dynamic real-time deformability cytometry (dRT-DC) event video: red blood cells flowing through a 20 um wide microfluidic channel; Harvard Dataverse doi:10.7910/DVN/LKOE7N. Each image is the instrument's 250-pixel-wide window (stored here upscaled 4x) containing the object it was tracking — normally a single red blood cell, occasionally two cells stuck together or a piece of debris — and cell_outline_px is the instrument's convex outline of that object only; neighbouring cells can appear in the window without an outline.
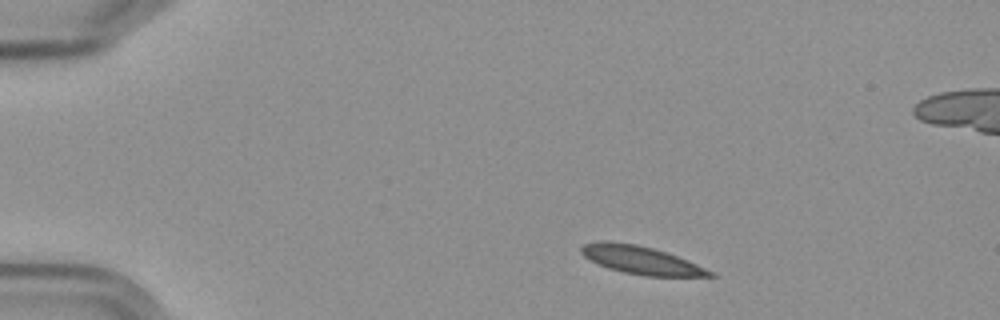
{"species": "Egyptian fruit bat (a non-hibernating species)", "species_latin": "Rousettus aegyptiacus", "temperature_condition": "cold", "stored_images_in_passage": 49, "camera_frame_rate_fps": 3000, "um_per_image_px": 0.085, "frame": {"image": 1, "passage_image": 1, "time_ms": 0.0, "image_size_px": [1000, 320], "cell_outline_px": [[716, 276], [644, 276], [624, 272], [608, 268], [584, 256], [580, 252], [580, 248], [584, 244], [604, 240], [636, 244], [652, 248], [688, 260], [712, 272]], "centroid_in_image_um": [54.45, 22.1], "position_along_channel_um": 30.5, "area_um2": 20.58}}
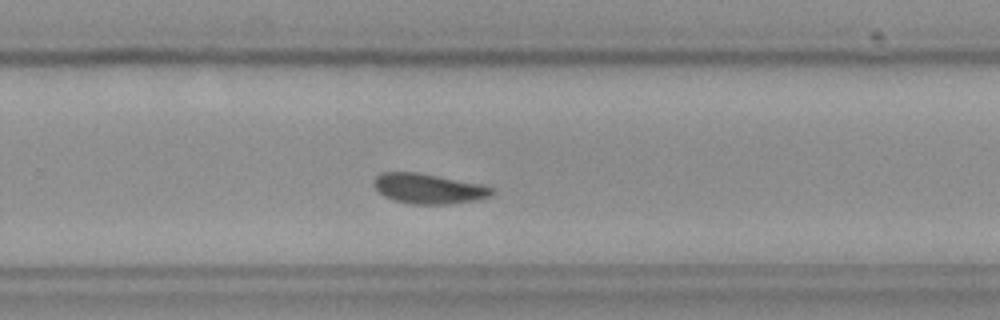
{"frame": {"image": 2, "passage_image": 29, "time_ms": 9.333, "image_size_px": [1000, 320], "cell_outline_px": [[492, 196], [480, 200], [448, 204], [412, 204], [396, 200], [384, 196], [372, 184], [372, 180], [380, 172], [416, 172], [480, 184], [492, 188]], "centroid_in_image_um": [36.4, 16.03], "position_along_channel_um": 293.4, "area_um2": 20.58}}
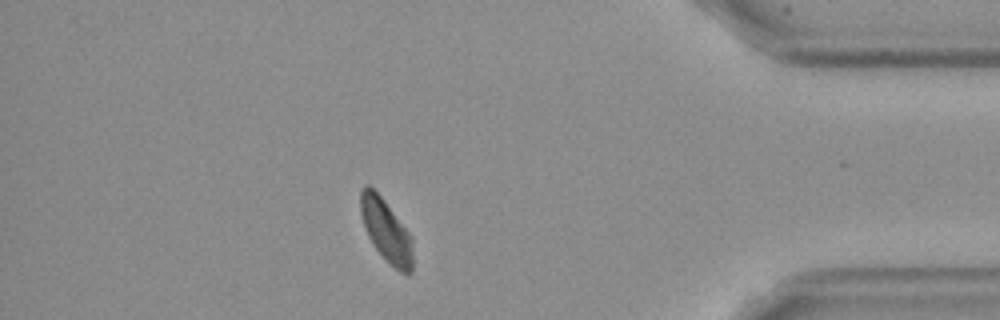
{"frame": {"image": 3, "passage_image": 41, "time_ms": 13.333, "image_size_px": [1000, 320], "cell_outline_px": [[412, 272], [408, 276], [400, 272], [372, 244], [368, 236], [360, 212], [360, 192], [364, 184], [368, 184], [384, 200], [412, 236]], "centroid_in_image_um": [32.83, 19.58], "position_along_channel_um": 402.4, "area_um2": 18.79}}